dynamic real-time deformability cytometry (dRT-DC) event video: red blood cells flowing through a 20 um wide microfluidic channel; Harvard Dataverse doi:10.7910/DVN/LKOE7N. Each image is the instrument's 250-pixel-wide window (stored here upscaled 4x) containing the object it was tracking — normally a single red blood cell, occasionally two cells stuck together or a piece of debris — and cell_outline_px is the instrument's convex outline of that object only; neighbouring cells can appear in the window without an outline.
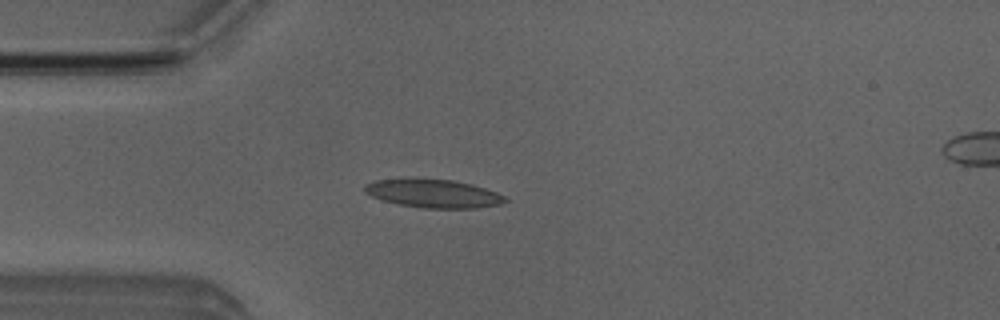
{"species": "Egyptian fruit bat (a non-hibernating species)", "species_latin": "Rousettus aegyptiacus", "temperature_condition": "room temperature", "stored_images_in_passage": 6, "camera_frame_rate_fps": 3000, "um_per_image_px": 0.085, "animal": {"sex": "male"}, "frame": {"image": 1, "passage_image": 4, "time_ms": 3.667, "image_size_px": [1000, 320], "cell_outline_px": [[508, 200], [500, 204], [476, 208], [424, 208], [400, 204], [380, 200], [364, 192], [364, 184], [376, 180], [452, 180], [472, 184], [496, 192], [504, 196]], "centroid_in_image_um": [36.85, 16.47], "position_along_channel_um": 48.2, "area_um2": 22.66}}